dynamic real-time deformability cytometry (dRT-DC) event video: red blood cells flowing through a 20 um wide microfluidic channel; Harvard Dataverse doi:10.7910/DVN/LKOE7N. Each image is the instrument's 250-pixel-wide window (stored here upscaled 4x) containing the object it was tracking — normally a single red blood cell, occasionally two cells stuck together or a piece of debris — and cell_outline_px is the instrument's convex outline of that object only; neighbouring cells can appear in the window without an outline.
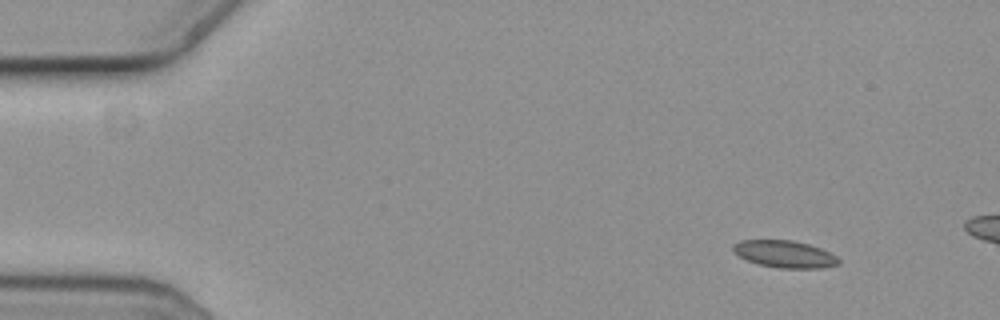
{"species": "common noctule bat (a hibernating species)", "species_latin": "Nyctalus noctula", "temperature_condition": "cold", "stored_images_in_passage": 2, "camera_frame_rate_fps": 3000, "um_per_image_px": 0.085, "animal": {"sex": "female", "body_mass_g": 19.3, "forearm_length_mm": 54.1}, "frame": {"image": 1, "passage_image": 1, "time_ms": 0.0, "image_size_px": [1000, 320], "cell_outline_px": [[840, 264], [824, 268], [780, 268], [760, 264], [748, 260], [732, 252], [732, 244], [740, 240], [792, 240], [808, 244], [820, 248], [836, 256], [840, 260]], "centroid_in_image_um": [66.69, 21.59], "position_along_channel_um": 18.3, "area_um2": 16.65}}